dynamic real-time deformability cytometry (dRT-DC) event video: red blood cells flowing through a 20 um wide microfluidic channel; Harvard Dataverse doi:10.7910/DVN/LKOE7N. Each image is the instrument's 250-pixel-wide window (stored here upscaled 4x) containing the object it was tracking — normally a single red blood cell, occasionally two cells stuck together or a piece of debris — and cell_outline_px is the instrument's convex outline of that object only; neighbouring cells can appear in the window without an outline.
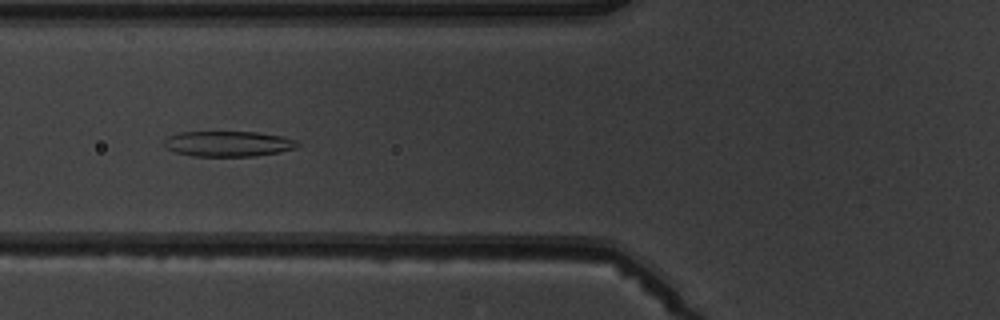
{"species": "common noctule bat (a hibernating species)", "species_latin": "Nyctalus noctula", "temperature_condition": "warm", "stored_images_in_passage": 9, "camera_frame_rate_fps": 3000, "um_per_image_px": 0.085, "animal": {"sex": "male", "body_mass_g": 19.5, "forearm_length_mm": 54.6}, "frame": {"image": 1, "passage_image": 6, "time_ms": 6.667, "image_size_px": [1000, 320], "cell_outline_px": [[300, 144], [296, 148], [280, 152], [256, 156], [192, 156], [176, 152], [164, 148], [164, 140], [168, 136], [180, 132], [256, 132], [284, 136], [296, 140]], "centroid_in_image_um": [19.41, 12.22], "position_along_channel_um": 106.4, "area_um2": 19.94}}
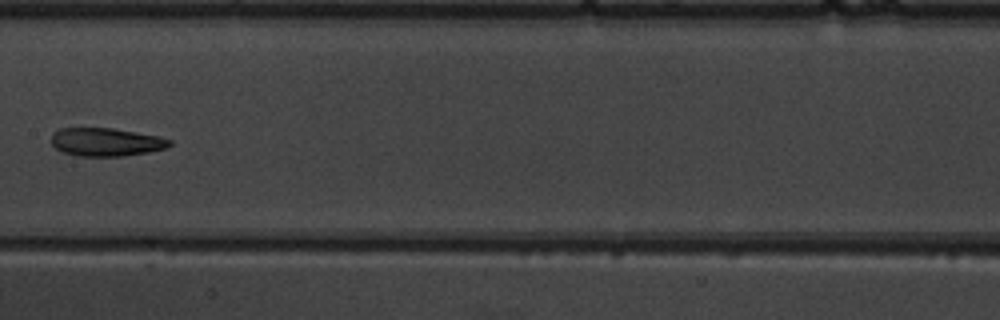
{"frame": {"image": 2, "passage_image": 8, "time_ms": 9.0, "image_size_px": [1000, 320], "cell_outline_px": [[172, 144], [164, 148], [148, 152], [124, 156], [80, 156], [64, 152], [56, 148], [52, 144], [52, 132], [60, 128], [112, 128], [160, 136], [172, 140]], "centroid_in_image_um": [9.02, 12.06], "position_along_channel_um": 198.4, "area_um2": 19.42}}
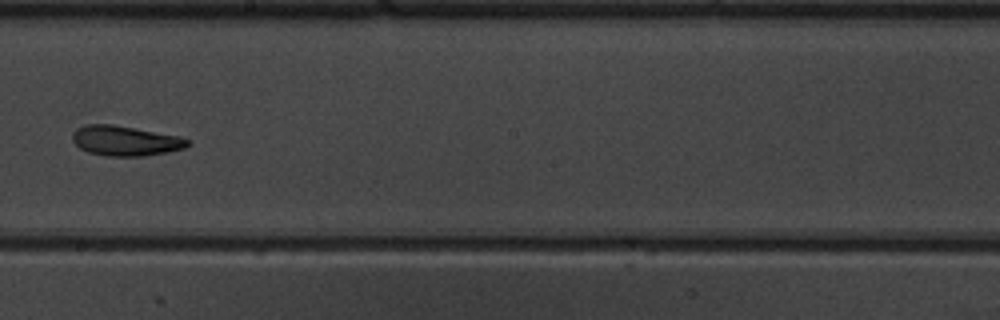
{"frame": {"image": 3, "passage_image": 9, "time_ms": 10.0, "image_size_px": [1000, 320], "cell_outline_px": [[192, 144], [184, 148], [168, 152], [144, 156], [104, 156], [88, 152], [80, 148], [72, 140], [72, 132], [76, 128], [88, 124], [112, 124], [180, 136], [188, 140]], "centroid_in_image_um": [10.65, 11.97], "position_along_channel_um": 237.6, "area_um2": 20.23}}